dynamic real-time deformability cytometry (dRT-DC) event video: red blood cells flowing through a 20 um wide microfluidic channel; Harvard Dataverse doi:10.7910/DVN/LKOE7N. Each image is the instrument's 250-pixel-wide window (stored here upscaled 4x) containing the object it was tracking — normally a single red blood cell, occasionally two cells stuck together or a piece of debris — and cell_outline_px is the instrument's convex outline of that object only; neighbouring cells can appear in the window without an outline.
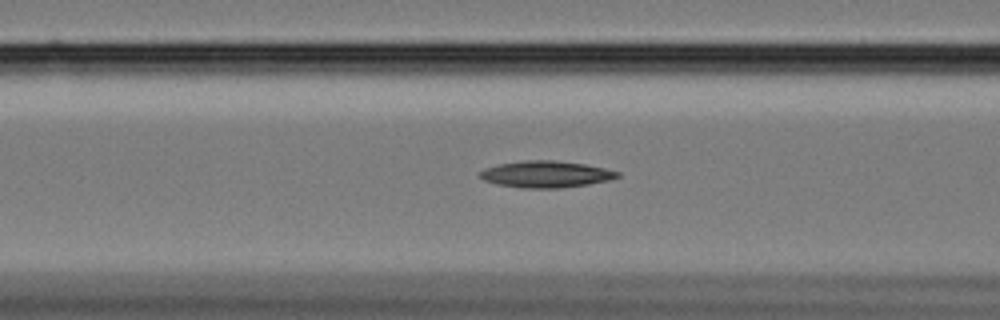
{"species": "Egyptian fruit bat (a non-hibernating species)", "species_latin": "Rousettus aegyptiacus", "temperature_condition": "cold", "stored_images_in_passage": 9, "camera_frame_rate_fps": 3000, "um_per_image_px": 0.085, "animal": {"sex": "female"}, "frame": {"image": 1, "passage_image": 7, "time_ms": 2.0, "image_size_px": [1000, 320], "cell_outline_px": [[620, 176], [612, 180], [588, 184], [560, 188], [524, 188], [496, 184], [484, 180], [480, 176], [480, 172], [484, 168], [500, 164], [524, 160], [552, 160], [584, 164], [604, 168], [620, 172]], "centroid_in_image_um": [46.43, 14.81], "position_along_channel_um": 120.2, "area_um2": 21.27}}